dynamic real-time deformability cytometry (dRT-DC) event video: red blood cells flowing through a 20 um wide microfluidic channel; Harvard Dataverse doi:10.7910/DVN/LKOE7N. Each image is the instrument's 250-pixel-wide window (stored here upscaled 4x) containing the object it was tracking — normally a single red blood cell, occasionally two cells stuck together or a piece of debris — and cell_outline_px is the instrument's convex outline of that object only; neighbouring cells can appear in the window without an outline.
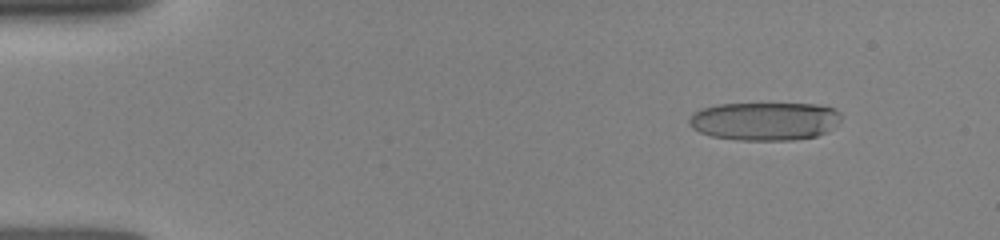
{"species": "human", "species_latin": "Homo sapiens", "temperature_condition": "room temperature", "stored_images_in_passage": 42, "camera_frame_rate_fps": 3000, "um_per_image_px": 0.085, "donor": {"sex": "female"}, "frame": {"image": 1, "passage_image": 4, "time_ms": 1.333, "image_size_px": [1000, 240], "cell_outline_px": [[840, 120], [836, 124], [824, 132], [816, 136], [792, 140], [736, 140], [712, 136], [700, 132], [692, 128], [688, 124], [688, 120], [692, 112], [700, 108], [716, 104], [816, 104], [836, 108], [840, 112]], "centroid_in_image_um": [64.95, 10.29], "position_along_channel_um": 20.1, "area_um2": 34.04}}
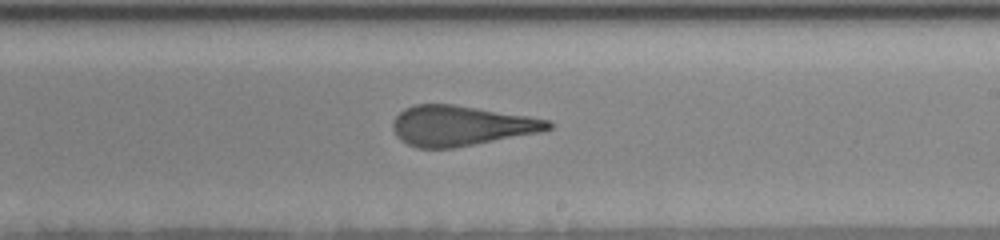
{"frame": {"image": 2, "passage_image": 24, "time_ms": 9.333, "image_size_px": [1000, 240], "cell_outline_px": [[552, 128], [540, 132], [452, 148], [420, 148], [408, 144], [400, 140], [396, 136], [392, 128], [392, 120], [404, 108], [416, 104], [452, 104], [528, 116], [548, 120], [552, 124]], "centroid_in_image_um": [39.13, 10.68], "position_along_channel_um": 249.9, "area_um2": 36.07}}
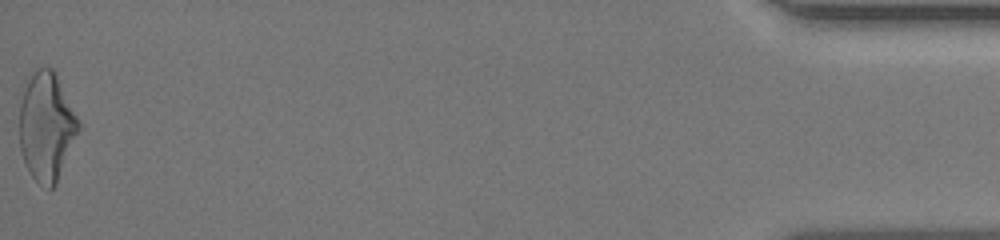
{"frame": {"image": 3, "passage_image": 42, "time_ms": 16.0, "image_size_px": [1000, 240], "cell_outline_px": [[80, 128], [56, 184], [52, 188], [48, 188], [40, 184], [32, 176], [24, 160], [20, 148], [20, 104], [24, 88], [32, 72], [36, 68], [52, 68], [56, 72], [80, 120]], "centroid_in_image_um": [3.97, 10.72], "position_along_channel_um": 431.2, "area_um2": 37.22}}